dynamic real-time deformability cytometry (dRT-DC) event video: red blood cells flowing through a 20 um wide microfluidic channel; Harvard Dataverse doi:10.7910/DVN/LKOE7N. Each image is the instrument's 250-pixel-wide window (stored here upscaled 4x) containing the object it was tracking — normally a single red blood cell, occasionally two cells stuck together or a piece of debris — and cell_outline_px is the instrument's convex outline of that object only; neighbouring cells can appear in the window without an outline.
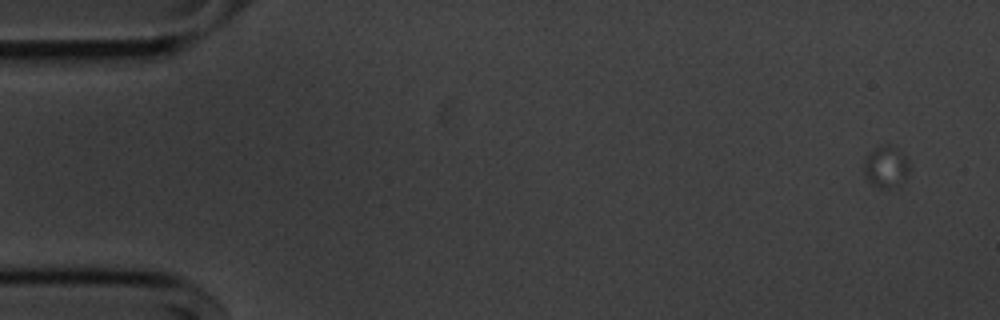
{"species": "common noctule bat (a hibernating species)", "species_latin": "Nyctalus noctula", "temperature_condition": "cold", "stored_images_in_passage": 20, "camera_frame_rate_fps": 3000, "um_per_image_px": 0.085, "animal": {"sex": "male", "body_mass_g": 20.1, "forearm_length_mm": 53.5}, "frame": {"image": 1, "passage_image": 2, "time_ms": 0.333, "image_size_px": [1000, 320], "cell_outline_px": [[908, 172], [892, 188], [880, 188], [872, 184], [868, 180], [864, 172], [864, 156], [876, 148], [888, 144], [892, 144], [904, 156], [908, 164]], "centroid_in_image_um": [75.25, 14.15], "position_along_channel_um": 9.8, "area_um2": 10.58}}